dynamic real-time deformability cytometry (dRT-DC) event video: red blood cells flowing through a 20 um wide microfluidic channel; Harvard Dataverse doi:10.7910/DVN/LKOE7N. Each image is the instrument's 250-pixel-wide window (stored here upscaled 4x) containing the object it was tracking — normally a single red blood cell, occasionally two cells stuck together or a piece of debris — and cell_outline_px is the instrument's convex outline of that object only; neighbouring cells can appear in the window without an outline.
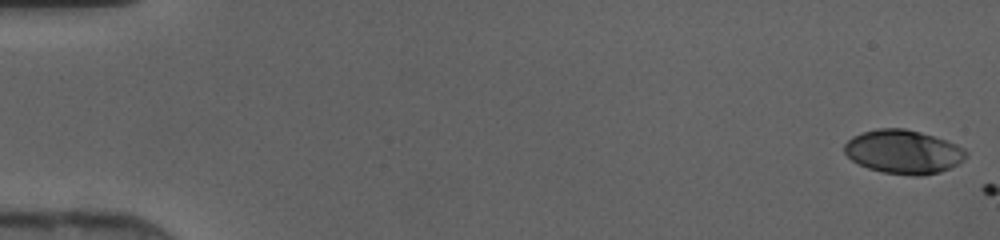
{"species": "human", "species_latin": "Homo sapiens", "temperature_condition": "cold", "stored_images_in_passage": 46, "camera_frame_rate_fps": 3000, "um_per_image_px": 0.085, "donor": {"sex": "female"}, "frame": {"image": 1, "passage_image": 1, "time_ms": 0.0, "image_size_px": [1000, 240], "cell_outline_px": [[968, 156], [964, 160], [940, 172], [920, 176], [916, 176], [884, 172], [868, 168], [852, 160], [844, 152], [844, 144], [852, 136], [876, 128], [904, 128], [920, 132], [956, 144], [964, 148]], "centroid_in_image_um": [76.78, 12.9], "position_along_channel_um": 8.2, "area_um2": 30.81}}
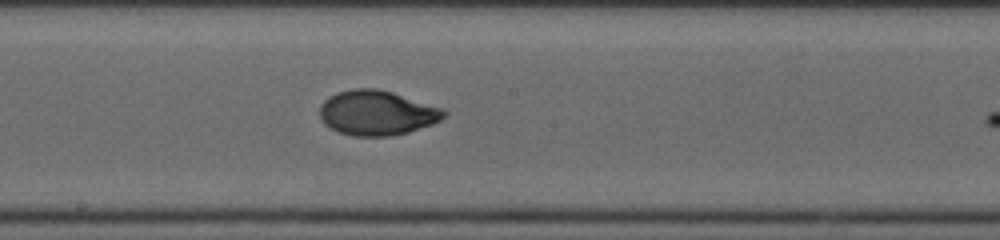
{"frame": {"image": 2, "passage_image": 26, "time_ms": 8.333, "image_size_px": [1000, 240], "cell_outline_px": [[448, 112], [440, 120], [432, 124], [408, 132], [388, 136], [352, 136], [328, 128], [320, 120], [320, 104], [328, 96], [336, 92], [352, 88], [376, 88], [392, 92], [444, 108]], "centroid_in_image_um": [32.01, 9.58], "position_along_channel_um": 216.2, "area_um2": 32.71}}
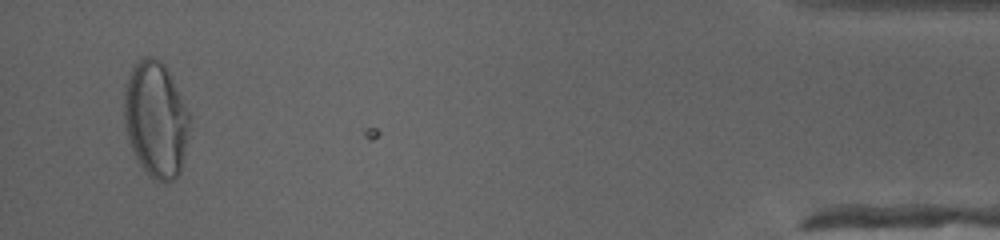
{"frame": {"image": 3, "passage_image": 45, "time_ms": 14.667, "image_size_px": [1000, 240], "cell_outline_px": [[192, 116], [180, 172], [172, 180], [164, 184], [148, 176], [140, 164], [132, 148], [128, 136], [124, 120], [124, 88], [128, 76], [136, 60], [144, 56], [152, 56], [160, 60], [164, 64]], "centroid_in_image_um": [13.25, 10.13], "position_along_channel_um": 421.9, "area_um2": 44.39}}